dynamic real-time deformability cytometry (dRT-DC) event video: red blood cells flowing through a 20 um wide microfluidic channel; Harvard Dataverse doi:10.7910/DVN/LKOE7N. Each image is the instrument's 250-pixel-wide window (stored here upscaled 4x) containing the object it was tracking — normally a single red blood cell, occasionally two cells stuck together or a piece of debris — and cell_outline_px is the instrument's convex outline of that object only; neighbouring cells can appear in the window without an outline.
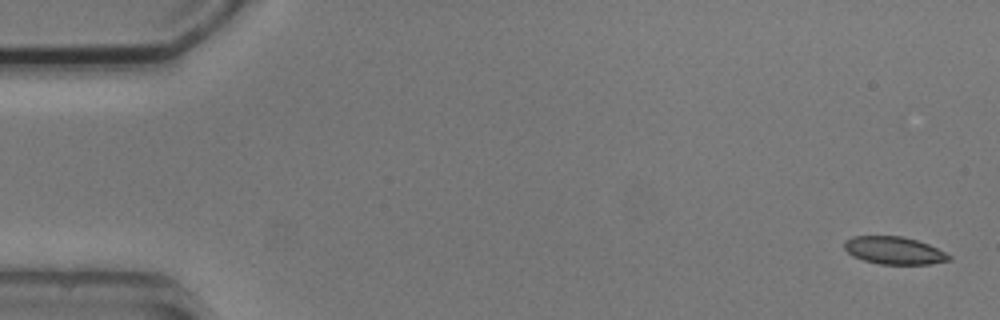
{"species": "common noctule bat (a hibernating species)", "species_latin": "Nyctalus noctula", "temperature_condition": "cold", "stored_images_in_passage": 4, "camera_frame_rate_fps": 3000, "um_per_image_px": 0.085, "animal": {"sex": "male", "body_mass_g": 20.5, "forearm_length_mm": 52.5}, "frame": {"image": 1, "passage_image": 1, "time_ms": 0.0, "image_size_px": [1000, 320], "cell_outline_px": [[952, 260], [928, 264], [880, 264], [864, 260], [852, 256], [844, 248], [844, 240], [852, 236], [900, 236], [916, 240], [928, 244], [952, 256]], "centroid_in_image_um": [75.98, 21.29], "position_along_channel_um": 9.0, "area_um2": 16.76}}
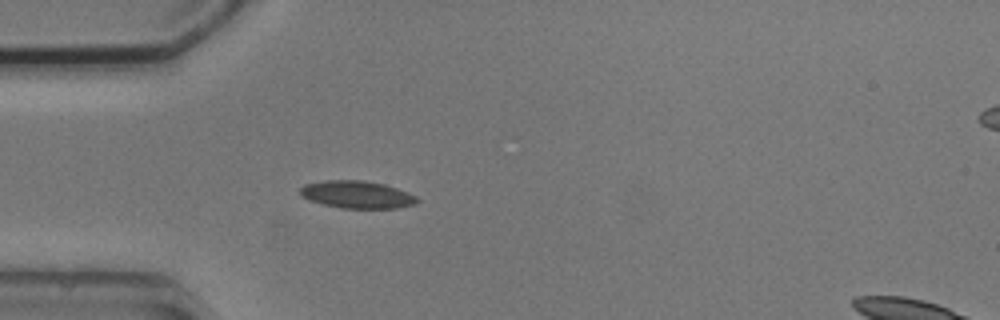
{"frame": {"image": 2, "passage_image": 4, "time_ms": 4.667, "image_size_px": [1000, 320], "cell_outline_px": [[420, 200], [416, 204], [396, 208], [340, 208], [320, 204], [308, 200], [300, 196], [300, 188], [304, 184], [324, 180], [364, 180], [384, 184], [408, 192], [416, 196]], "centroid_in_image_um": [30.31, 16.54], "position_along_channel_um": 54.7, "area_um2": 18.96}}